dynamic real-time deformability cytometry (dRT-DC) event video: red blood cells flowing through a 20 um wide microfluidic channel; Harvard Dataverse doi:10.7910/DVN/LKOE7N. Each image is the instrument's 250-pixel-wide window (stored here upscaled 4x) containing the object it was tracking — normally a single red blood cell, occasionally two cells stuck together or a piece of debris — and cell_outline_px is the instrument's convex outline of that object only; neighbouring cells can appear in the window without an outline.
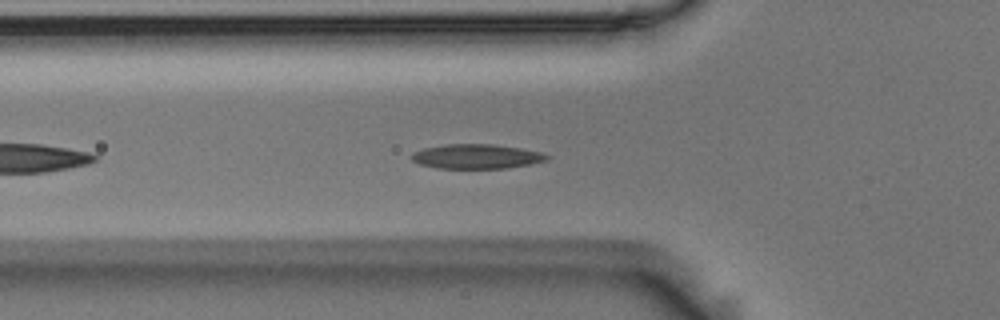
{"species": "Egyptian fruit bat (a non-hibernating species)", "species_latin": "Rousettus aegyptiacus", "temperature_condition": "room temperature", "stored_images_in_passage": 44, "camera_frame_rate_fps": 3000, "um_per_image_px": 0.085, "animal": {"sex": "male"}, "frame": {"image": 1, "passage_image": 7, "time_ms": 2.0, "image_size_px": [1000, 320], "cell_outline_px": [[552, 156], [548, 160], [528, 164], [504, 168], [436, 168], [420, 164], [412, 160], [408, 156], [412, 152], [424, 148], [448, 144], [492, 144], [520, 148], [540, 152]], "centroid_in_image_um": [40.47, 13.29], "position_along_channel_um": 85.3, "area_um2": 19.31}}
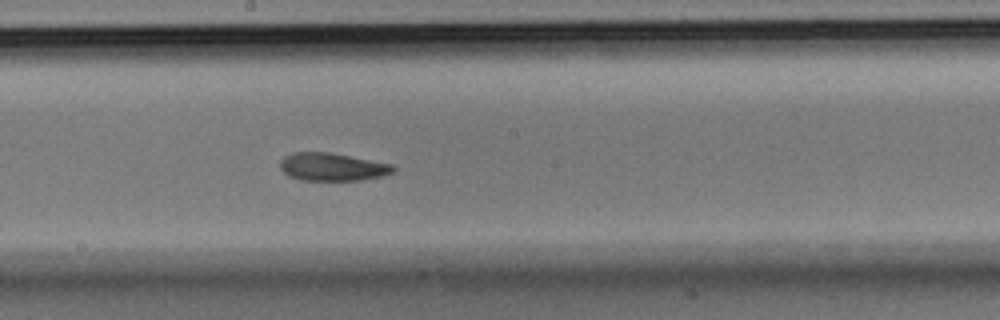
{"frame": {"image": 2, "passage_image": 18, "time_ms": 5.667, "image_size_px": [1000, 320], "cell_outline_px": [[396, 168], [392, 172], [380, 176], [360, 180], [300, 180], [288, 176], [280, 168], [280, 160], [284, 156], [292, 152], [328, 152], [396, 164]], "centroid_in_image_um": [28.24, 14.18], "position_along_channel_um": 220.0, "area_um2": 18.5}}
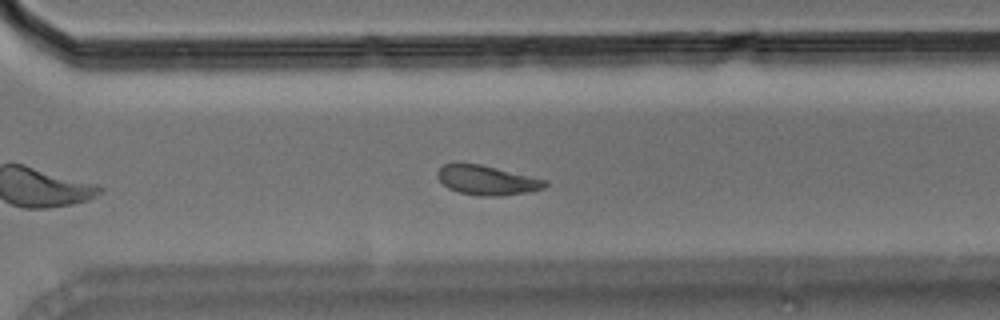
{"frame": {"image": 3, "passage_image": 27, "time_ms": 8.667, "image_size_px": [1000, 320], "cell_outline_px": [[548, 184], [544, 188], [528, 192], [500, 196], [476, 196], [460, 192], [448, 188], [436, 176], [436, 172], [444, 164], [480, 164], [548, 180]], "centroid_in_image_um": [41.41, 15.33], "position_along_channel_um": 329.2, "area_um2": 18.38}, "authors_computed_cell_mechanics": {"area_um2": 19.2763, "velocity_mm_per_s": 3.654, "shape_relaxation_time_tau1_ms": 3.5099, "shape_relaxation_time_tau2_ms": 6.7217, "deformation_change_tau1": 0.1232, "deformation_change_tau2": 0.1025}}